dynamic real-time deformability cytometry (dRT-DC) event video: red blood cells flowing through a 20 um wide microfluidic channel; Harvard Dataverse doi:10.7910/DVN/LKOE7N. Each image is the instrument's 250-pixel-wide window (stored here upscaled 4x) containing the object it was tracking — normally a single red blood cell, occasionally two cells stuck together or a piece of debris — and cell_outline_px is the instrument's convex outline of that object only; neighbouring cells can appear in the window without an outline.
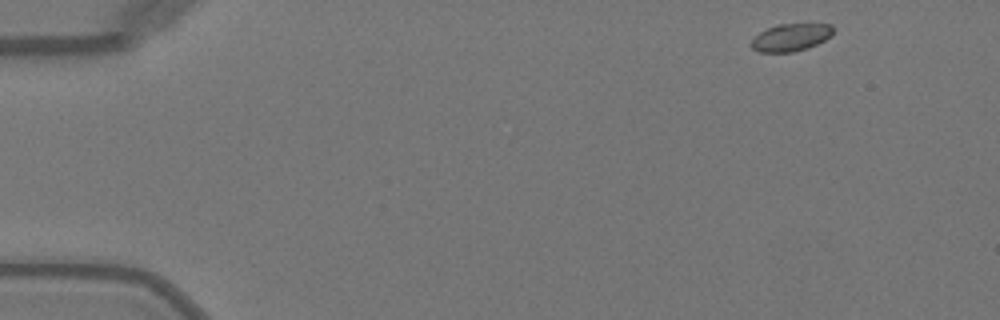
{"species": "Egyptian fruit bat (a non-hibernating species)", "species_latin": "Rousettus aegyptiacus", "temperature_condition": "warm", "stored_images_in_passage": 46, "camera_frame_rate_fps": 3000, "um_per_image_px": 0.085, "animal": {"sex": "female"}, "frame": {"image": 1, "passage_image": 1, "time_ms": 0.0, "image_size_px": [1000, 320], "cell_outline_px": [[832, 36], [808, 48], [792, 52], [760, 52], [752, 48], [752, 40], [760, 32], [776, 24], [832, 24]], "centroid_in_image_um": [67.23, 3.18], "position_along_channel_um": 17.8, "area_um2": 12.95}}
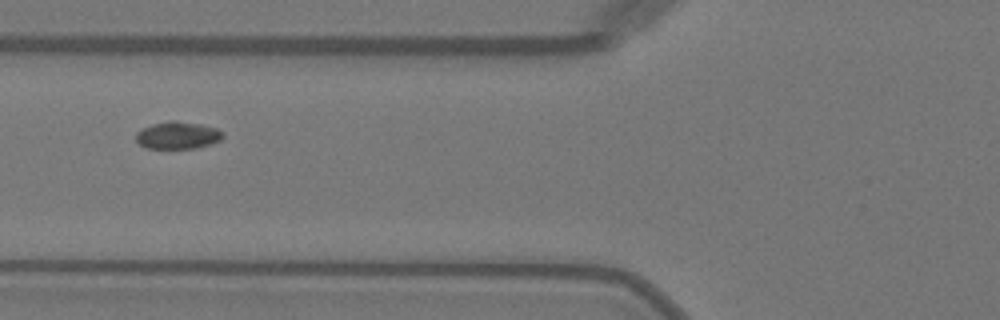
{"frame": {"image": 2, "passage_image": 16, "time_ms": 5.0, "image_size_px": [1000, 320], "cell_outline_px": [[224, 136], [220, 140], [196, 148], [148, 148], [140, 144], [136, 140], [136, 132], [152, 124], [168, 120], [176, 120], [200, 124], [216, 128], [224, 132]], "centroid_in_image_um": [15.11, 11.48], "position_along_channel_um": 110.7, "area_um2": 13.76}}
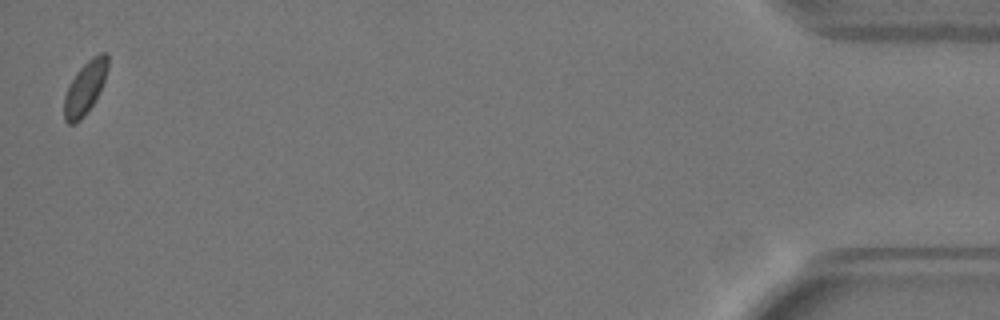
{"frame": {"image": 3, "passage_image": 46, "time_ms": 15.0, "image_size_px": [1000, 320], "cell_outline_px": [[108, 68], [104, 80], [92, 104], [84, 116], [76, 124], [68, 124], [64, 120], [64, 96], [68, 84], [76, 72], [92, 56], [100, 52], [108, 52]], "centroid_in_image_um": [7.21, 7.45], "position_along_channel_um": 428.0, "area_um2": 13.47}, "authors_computed_cell_mechanics": {"area_um2": 13.5252, "velocity_mm_per_s": 4.0538, "shape_relaxation_time_tau1_ms": 4.9832, "shape_relaxation_time_tau2_ms": null, "deformation_change_tau1": 0.0801, "deformation_change_tau2": null}}